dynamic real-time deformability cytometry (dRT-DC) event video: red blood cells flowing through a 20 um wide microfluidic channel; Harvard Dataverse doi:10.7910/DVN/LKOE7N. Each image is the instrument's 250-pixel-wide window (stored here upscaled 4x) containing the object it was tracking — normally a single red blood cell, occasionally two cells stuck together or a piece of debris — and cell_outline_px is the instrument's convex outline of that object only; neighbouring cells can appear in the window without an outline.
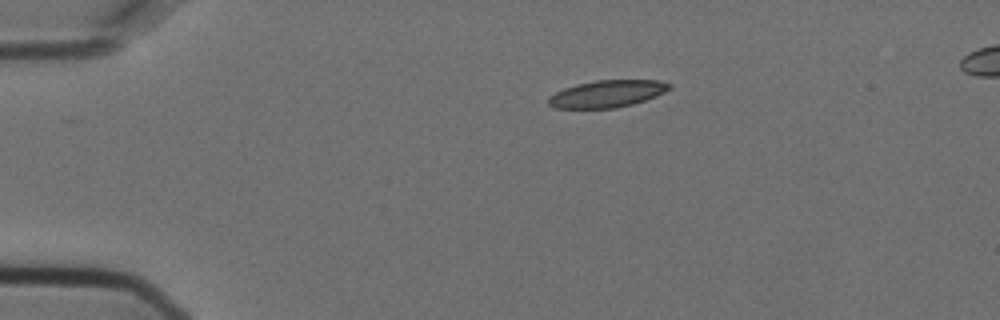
{"species": "Egyptian fruit bat (a non-hibernating species)", "species_latin": "Rousettus aegyptiacus", "temperature_condition": "cold", "stored_images_in_passage": 46, "camera_frame_rate_fps": 3000, "um_per_image_px": 0.085, "animal": {"sex": "female"}, "frame": {"image": 1, "passage_image": 1, "time_ms": 0.0, "image_size_px": [1000, 320], "cell_outline_px": [[672, 88], [656, 96], [632, 104], [616, 108], [556, 108], [548, 104], [548, 96], [564, 88], [576, 84], [596, 80], [660, 80], [672, 84]], "centroid_in_image_um": [51.61, 7.96], "position_along_channel_um": 33.4, "area_um2": 19.13}}
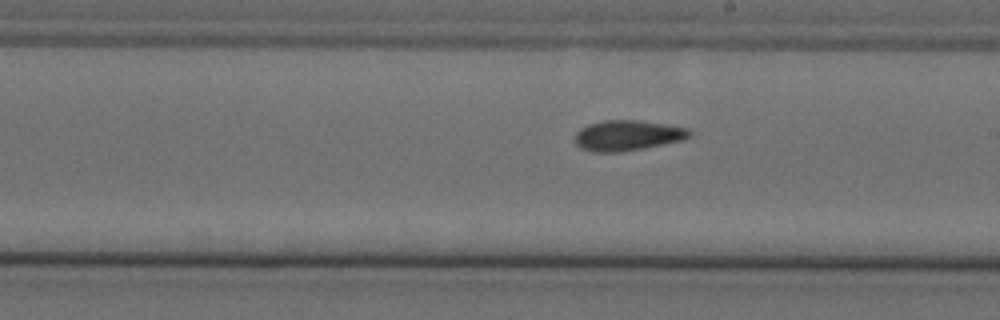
{"frame": {"image": 2, "passage_image": 22, "time_ms": 7.0, "image_size_px": [1000, 320], "cell_outline_px": [[692, 136], [684, 140], [644, 148], [620, 152], [592, 152], [580, 148], [576, 144], [576, 132], [580, 128], [588, 124], [604, 120], [640, 120], [688, 128], [692, 132]], "centroid_in_image_um": [53.35, 11.51], "position_along_channel_um": 235.6, "area_um2": 20.46}}
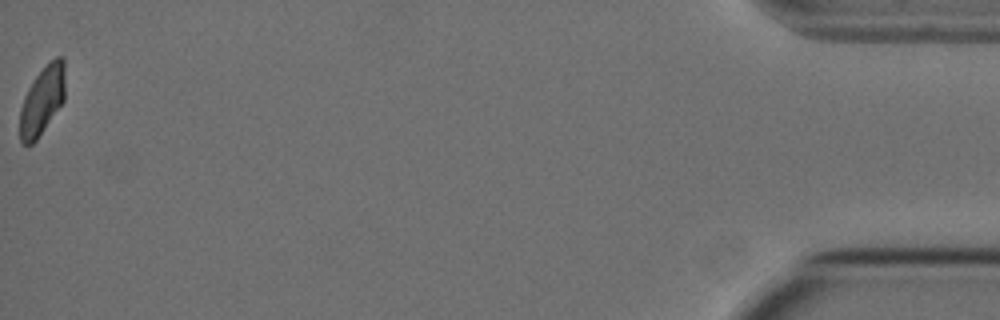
{"frame": {"image": 3, "passage_image": 46, "time_ms": 15.0, "image_size_px": [1000, 320], "cell_outline_px": [[64, 100], [36, 140], [32, 144], [20, 144], [20, 108], [24, 96], [28, 88], [36, 76], [56, 56], [60, 56], [64, 60]], "centroid_in_image_um": [3.57, 8.56], "position_along_channel_um": 431.6, "area_um2": 17.69}, "authors_computed_cell_mechanics": {"area_um2": 19.5942, "velocity_mm_per_s": 3.6108, "shape_relaxation_time_tau1_ms": 5.7383, "shape_relaxation_time_tau2_ms": 3.7679, "deformation_change_tau1": 0.1465, "deformation_change_tau2": 0.1037}}